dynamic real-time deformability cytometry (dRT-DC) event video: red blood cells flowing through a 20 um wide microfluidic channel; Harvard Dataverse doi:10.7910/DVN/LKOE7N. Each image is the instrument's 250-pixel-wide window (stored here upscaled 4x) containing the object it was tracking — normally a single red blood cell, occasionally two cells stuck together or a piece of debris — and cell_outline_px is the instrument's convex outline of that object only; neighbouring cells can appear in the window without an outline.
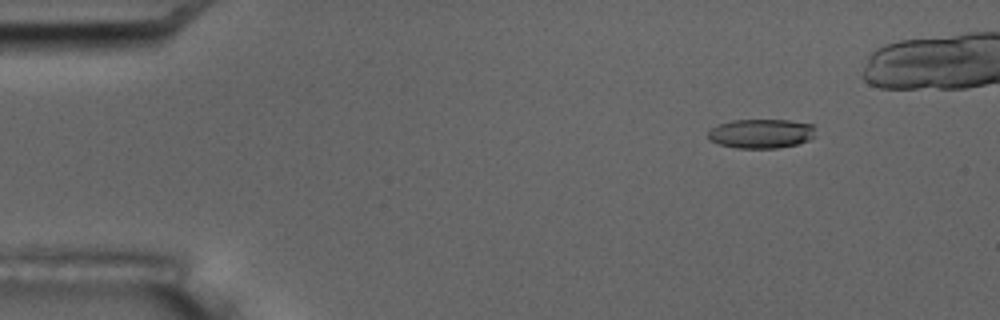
{"species": "common noctule bat (a hibernating species)", "species_latin": "Nyctalus noctula", "temperature_condition": "room temperature", "stored_images_in_passage": 7, "camera_frame_rate_fps": 3000, "um_per_image_px": 0.085, "animal": {"sex": "male", "body_mass_g": 17.5, "forearm_length_mm": 52.3}, "frame": {"image": 1, "passage_image": 3, "time_ms": 2.333, "image_size_px": [1000, 320], "cell_outline_px": [[816, 136], [808, 140], [796, 144], [776, 148], [736, 148], [716, 144], [708, 140], [708, 132], [712, 128], [720, 124], [732, 120], [788, 120], [812, 124], [816, 128]], "centroid_in_image_um": [64.7, 11.36], "position_along_channel_um": 20.3, "area_um2": 18.5}}